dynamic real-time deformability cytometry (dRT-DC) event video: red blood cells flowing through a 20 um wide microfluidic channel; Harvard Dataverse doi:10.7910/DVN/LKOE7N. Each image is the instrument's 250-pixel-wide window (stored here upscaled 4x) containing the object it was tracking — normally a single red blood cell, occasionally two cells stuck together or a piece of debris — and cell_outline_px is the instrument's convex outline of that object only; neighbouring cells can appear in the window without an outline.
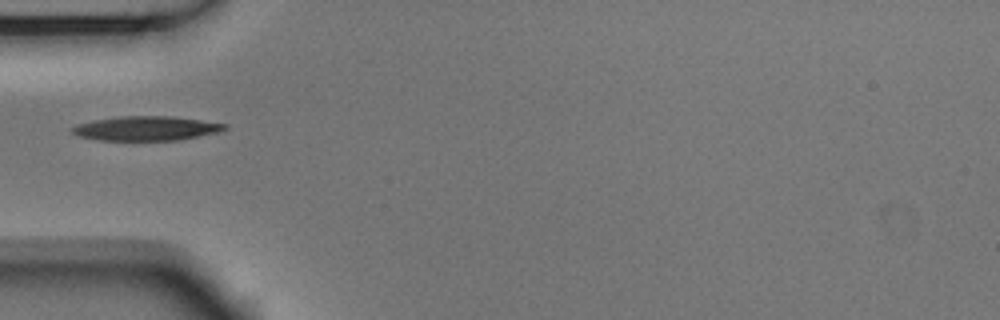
{"species": "Egyptian fruit bat (a non-hibernating species)", "species_latin": "Rousettus aegyptiacus", "temperature_condition": "room temperature", "stored_images_in_passage": 37, "camera_frame_rate_fps": 3000, "um_per_image_px": 0.085, "animal": {"sex": "male"}, "frame": {"image": 1, "passage_image": 1, "time_ms": 0.0, "image_size_px": [1000, 320], "cell_outline_px": [[228, 128], [216, 132], [176, 140], [100, 140], [80, 136], [72, 132], [72, 128], [76, 124], [96, 120], [120, 116], [172, 116], [228, 124]], "centroid_in_image_um": [12.43, 10.9], "position_along_channel_um": 72.6, "area_um2": 21.27}}
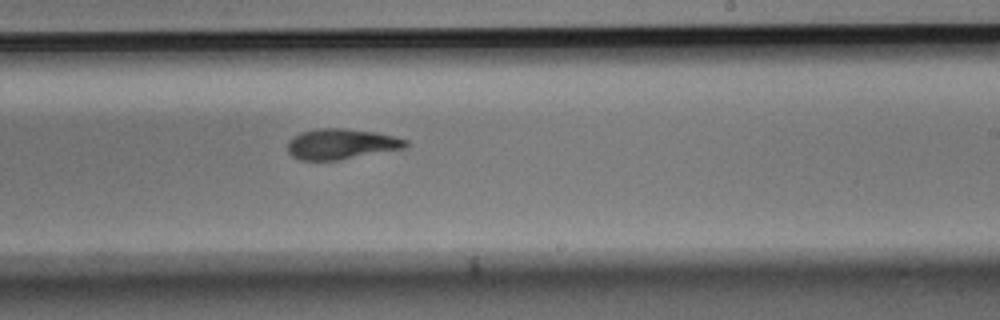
{"frame": {"image": 2, "passage_image": 16, "time_ms": 5.0, "image_size_px": [1000, 320], "cell_outline_px": [[408, 144], [404, 148], [340, 160], [300, 160], [292, 156], [288, 152], [288, 144], [292, 136], [300, 132], [316, 128], [344, 128], [376, 132], [408, 140]], "centroid_in_image_um": [28.98, 12.24], "position_along_channel_um": 260.0, "area_um2": 21.04}}
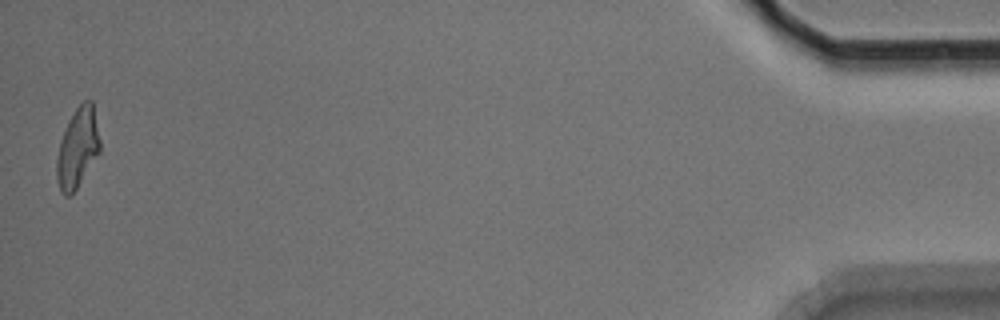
{"frame": {"image": 3, "passage_image": 37, "time_ms": 12.0, "image_size_px": [1000, 320], "cell_outline_px": [[100, 152], [76, 188], [68, 196], [64, 196], [60, 192], [56, 180], [56, 160], [60, 140], [68, 120], [76, 108], [84, 100], [92, 100], [100, 140]], "centroid_in_image_um": [6.58, 12.57], "position_along_channel_um": 428.6, "area_um2": 20.06}}